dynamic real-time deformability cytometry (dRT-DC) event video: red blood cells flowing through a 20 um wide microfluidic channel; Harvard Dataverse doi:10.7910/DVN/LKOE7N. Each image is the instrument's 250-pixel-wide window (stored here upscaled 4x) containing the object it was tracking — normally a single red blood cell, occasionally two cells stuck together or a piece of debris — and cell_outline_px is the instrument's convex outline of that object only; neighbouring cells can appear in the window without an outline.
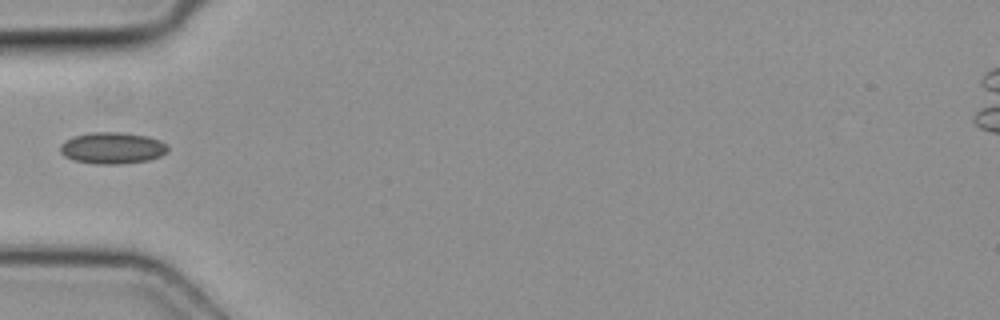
{"species": "common noctule bat (a hibernating species)", "species_latin": "Nyctalus noctula", "temperature_condition": "cold", "stored_images_in_passage": 1, "camera_frame_rate_fps": 3000, "um_per_image_px": 0.085, "animal": {"sex": "female", "body_mass_g": 19.3, "forearm_length_mm": 54.1}, "frame": {"image": 1, "passage_image": 1, "time_ms": 0.0, "image_size_px": [1000, 320], "cell_outline_px": [[168, 152], [160, 156], [148, 160], [120, 164], [92, 164], [72, 160], [64, 156], [60, 152], [60, 144], [76, 136], [92, 132], [120, 132], [148, 136], [160, 140], [168, 148]], "centroid_in_image_um": [9.55, 12.59], "position_along_channel_um": 75.5, "area_um2": 19.77}}